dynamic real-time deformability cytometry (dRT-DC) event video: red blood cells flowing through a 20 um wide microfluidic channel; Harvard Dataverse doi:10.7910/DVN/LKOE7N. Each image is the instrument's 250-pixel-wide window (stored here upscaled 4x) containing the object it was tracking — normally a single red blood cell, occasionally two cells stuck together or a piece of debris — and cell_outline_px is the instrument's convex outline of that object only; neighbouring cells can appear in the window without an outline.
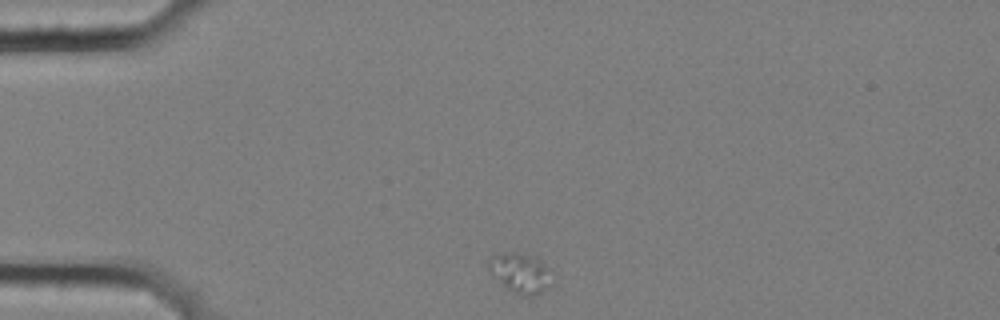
{"species": "common noctule bat (a hibernating species)", "species_latin": "Nyctalus noctula", "temperature_condition": "cold", "stored_images_in_passage": 2, "camera_frame_rate_fps": 3000, "um_per_image_px": 0.085, "animal": {"sex": "female", "body_mass_g": 25.1}, "frame": {"image": 1, "passage_image": 1, "time_ms": 0.0, "image_size_px": [1000, 320], "cell_outline_px": [[552, 284], [540, 292], [532, 296], [524, 296], [508, 288], [488, 272], [488, 260], [492, 256], [512, 252], [516, 252], [548, 268], [552, 272]], "centroid_in_image_um": [44.2, 23.24], "position_along_channel_um": 40.8, "area_um2": 13.93}}